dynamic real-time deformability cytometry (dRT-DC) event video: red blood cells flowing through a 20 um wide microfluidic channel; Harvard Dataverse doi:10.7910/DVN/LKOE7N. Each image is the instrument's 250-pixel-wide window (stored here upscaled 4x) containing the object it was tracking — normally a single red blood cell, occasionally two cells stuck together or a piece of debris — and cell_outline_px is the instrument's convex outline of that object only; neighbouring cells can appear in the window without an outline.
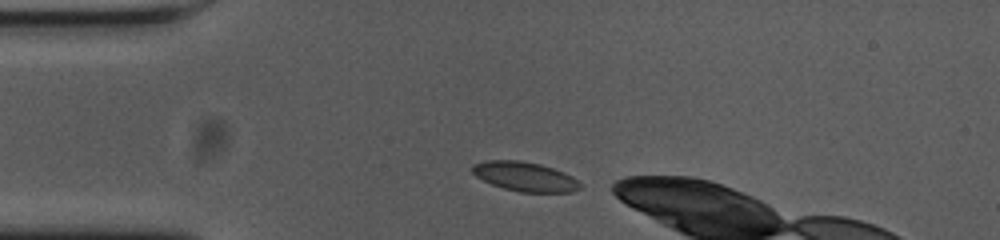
{"species": "common noctule bat (a hibernating species)", "species_latin": "Nyctalus noctula", "temperature_condition": "cold", "stored_images_in_passage": 5, "camera_frame_rate_fps": 3000, "um_per_image_px": 0.085, "animal": {"sex": "female", "body_mass_g": 23.0, "forearm_length_mm": 53.4}, "frame": {"image": 1, "passage_image": 1, "time_ms": 0.0, "image_size_px": [1000, 240], "cell_outline_px": [[580, 188], [572, 192], [520, 192], [504, 188], [492, 184], [476, 176], [472, 172], [472, 164], [488, 160], [520, 160], [540, 164], [564, 172], [572, 176], [580, 184]], "centroid_in_image_um": [44.61, 15.0], "position_along_channel_um": 40.4, "area_um2": 18.32}}